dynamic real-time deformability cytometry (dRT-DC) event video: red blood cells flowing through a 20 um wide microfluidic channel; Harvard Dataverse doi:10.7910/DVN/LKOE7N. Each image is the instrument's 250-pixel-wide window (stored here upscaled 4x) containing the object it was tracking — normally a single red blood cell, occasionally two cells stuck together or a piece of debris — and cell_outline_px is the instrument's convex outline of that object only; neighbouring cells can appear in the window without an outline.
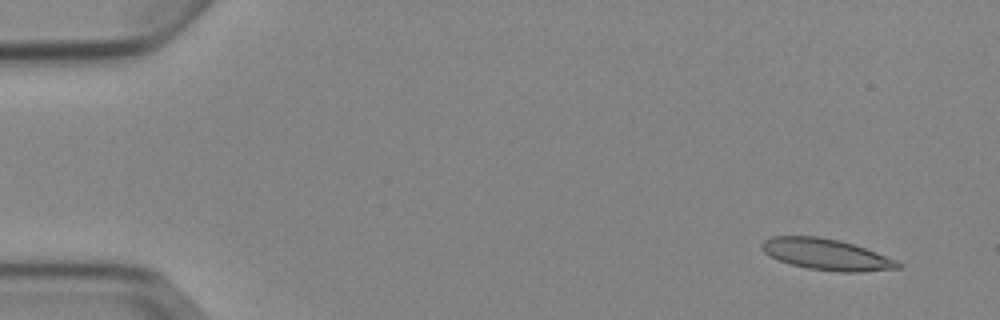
{"species": "Egyptian fruit bat (a non-hibernating species)", "species_latin": "Rousettus aegyptiacus", "temperature_condition": "cold", "stored_images_in_passage": 7, "camera_frame_rate_fps": 3000, "um_per_image_px": 0.085, "animal": {"sex": "female"}, "frame": {"image": 1, "passage_image": 2, "time_ms": 1.0, "image_size_px": [1000, 320], "cell_outline_px": [[904, 264], [900, 268], [860, 272], [840, 272], [808, 268], [788, 264], [764, 252], [760, 248], [760, 244], [764, 240], [772, 236], [816, 236], [840, 240], [876, 252], [896, 260]], "centroid_in_image_um": [70.24, 21.62], "position_along_channel_um": 14.8, "area_um2": 24.68}}
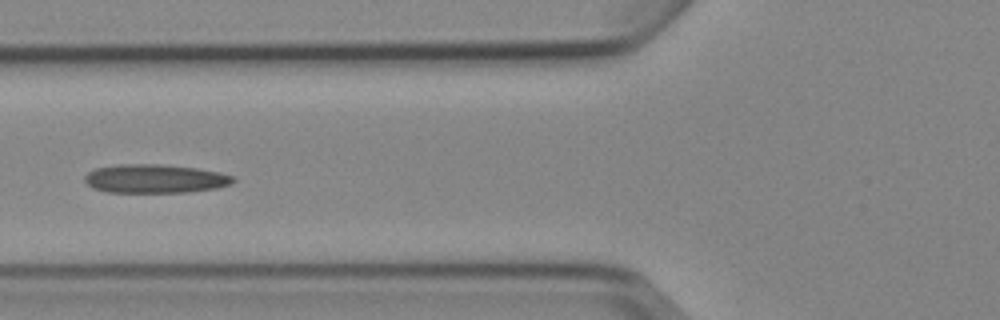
{"frame": {"image": 2, "passage_image": 6, "time_ms": 6.667, "image_size_px": [1000, 320], "cell_outline_px": [[236, 180], [232, 184], [216, 188], [188, 192], [108, 192], [92, 188], [84, 180], [84, 176], [88, 172], [96, 168], [120, 164], [160, 164], [196, 168], [220, 172], [236, 176]], "centroid_in_image_um": [13.21, 15.19], "position_along_channel_um": 112.6, "area_um2": 24.97}}
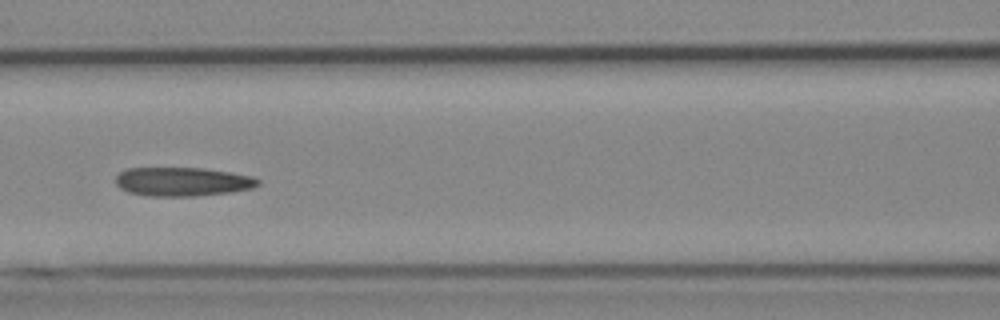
{"frame": {"image": 3, "passage_image": 7, "time_ms": 7.667, "image_size_px": [1000, 320], "cell_outline_px": [[260, 184], [252, 188], [232, 192], [192, 196], [148, 196], [128, 192], [120, 188], [116, 184], [116, 176], [124, 168], [204, 168], [252, 176], [260, 180]], "centroid_in_image_um": [15.49, 15.44], "position_along_channel_um": 151.1, "area_um2": 23.99}}